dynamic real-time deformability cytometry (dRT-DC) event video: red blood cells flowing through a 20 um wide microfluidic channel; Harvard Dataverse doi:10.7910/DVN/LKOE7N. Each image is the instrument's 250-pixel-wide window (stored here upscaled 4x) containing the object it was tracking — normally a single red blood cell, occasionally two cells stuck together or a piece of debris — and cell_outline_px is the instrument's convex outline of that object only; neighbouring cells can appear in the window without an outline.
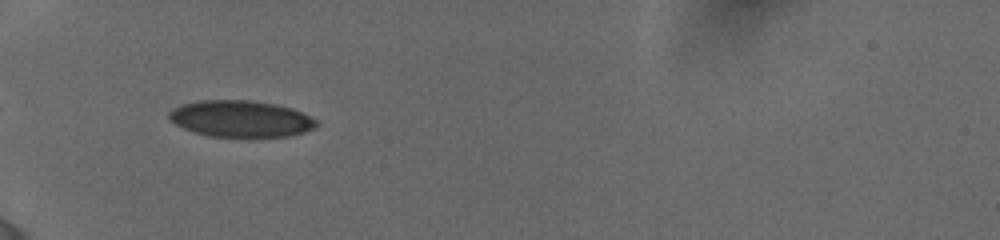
{"species": "human", "species_latin": "Homo sapiens", "temperature_condition": "cold", "stored_images_in_passage": 26, "segment_of_instrument_passage": [2, 2], "camera_frame_rate_fps": 3000, "um_per_image_px": 0.085, "donor": {"sex": "female"}, "frame": {"image": 1, "passage_image": 15, "time_ms": 7.0, "image_size_px": [1000, 240], "cell_outline_px": [[320, 124], [316, 128], [304, 132], [288, 136], [208, 136], [192, 132], [176, 124], [168, 116], [168, 112], [172, 108], [180, 104], [200, 100], [248, 100], [276, 104], [292, 108], [316, 120]], "centroid_in_image_um": [20.45, 10.08], "position_along_channel_um": 64.6, "area_um2": 31.33}}
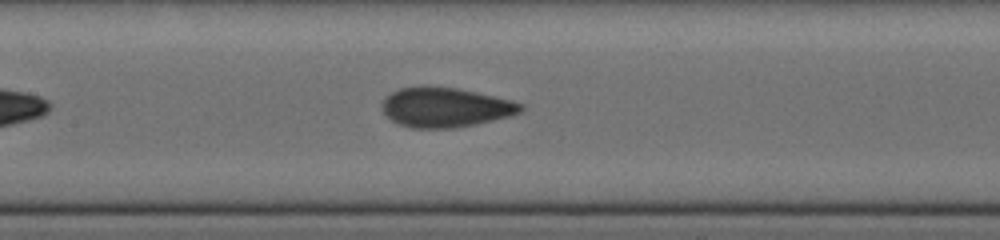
{"frame": {"image": 2, "passage_image": 21, "time_ms": 10.0, "image_size_px": [1000, 240], "cell_outline_px": [[524, 108], [520, 112], [512, 116], [476, 124], [456, 128], [412, 128], [400, 124], [392, 120], [380, 108], [380, 104], [384, 96], [400, 88], [456, 88], [476, 92], [512, 100], [524, 104]], "centroid_in_image_um": [37.88, 9.15], "position_along_channel_um": 169.5, "area_um2": 31.79}}
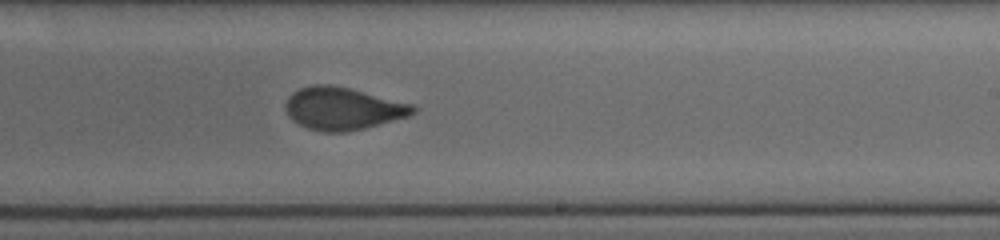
{"frame": {"image": 3, "passage_image": 26, "time_ms": 12.333, "image_size_px": [1000, 240], "cell_outline_px": [[416, 112], [408, 116], [364, 128], [348, 132], [324, 132], [308, 128], [292, 120], [288, 116], [284, 104], [288, 96], [292, 92], [300, 88], [312, 84], [332, 84], [412, 104], [416, 108]], "centroid_in_image_um": [29.09, 9.22], "position_along_channel_um": 259.9, "area_um2": 31.44}}